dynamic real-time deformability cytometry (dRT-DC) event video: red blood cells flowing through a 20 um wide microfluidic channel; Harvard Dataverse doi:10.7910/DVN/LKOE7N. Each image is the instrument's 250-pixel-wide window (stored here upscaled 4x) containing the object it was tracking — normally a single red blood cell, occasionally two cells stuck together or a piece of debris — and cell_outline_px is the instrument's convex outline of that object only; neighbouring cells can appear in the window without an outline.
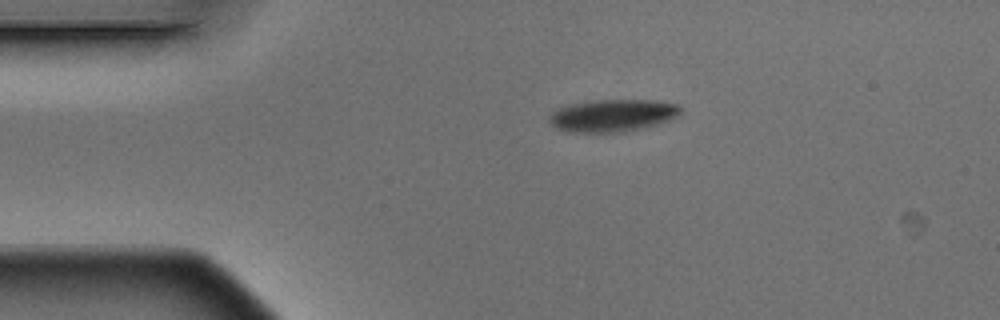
{"species": "Egyptian fruit bat (a non-hibernating species)", "species_latin": "Rousettus aegyptiacus", "temperature_condition": "warm", "stored_images_in_passage": 2, "camera_frame_rate_fps": 3000, "um_per_image_px": 0.085, "animal": {"sex": "male"}, "frame": {"image": 1, "passage_image": 1, "time_ms": 0.0, "image_size_px": [1000, 320], "cell_outline_px": [[684, 108], [680, 116], [672, 120], [624, 132], [572, 132], [556, 128], [548, 120], [548, 116], [552, 112], [560, 108], [572, 104], [596, 100], [656, 100], [680, 104]], "centroid_in_image_um": [52.16, 9.81], "position_along_channel_um": 32.8, "area_um2": 24.91}}